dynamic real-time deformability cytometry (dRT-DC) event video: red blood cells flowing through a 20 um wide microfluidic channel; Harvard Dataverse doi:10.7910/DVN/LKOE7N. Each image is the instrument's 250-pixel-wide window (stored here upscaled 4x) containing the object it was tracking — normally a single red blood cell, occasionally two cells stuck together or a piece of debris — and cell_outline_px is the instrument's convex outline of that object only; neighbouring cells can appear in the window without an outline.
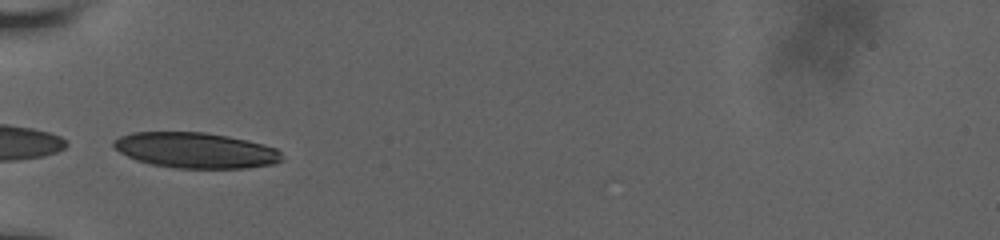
{"species": "human", "species_latin": "Homo sapiens", "temperature_condition": "room temperature", "stored_images_in_passage": 18, "camera_frame_rate_fps": 3000, "um_per_image_px": 0.085, "donor": {"sex": "male"}, "frame": {"image": 1, "passage_image": 1, "time_ms": 0.0, "image_size_px": [1000, 240], "cell_outline_px": [[284, 160], [276, 164], [248, 168], [176, 168], [148, 164], [136, 160], [120, 152], [112, 144], [112, 140], [120, 136], [132, 132], [204, 132], [228, 136], [248, 140], [264, 144], [276, 148], [280, 152]], "centroid_in_image_um": [16.65, 12.78], "position_along_channel_um": 68.3, "area_um2": 35.2}}
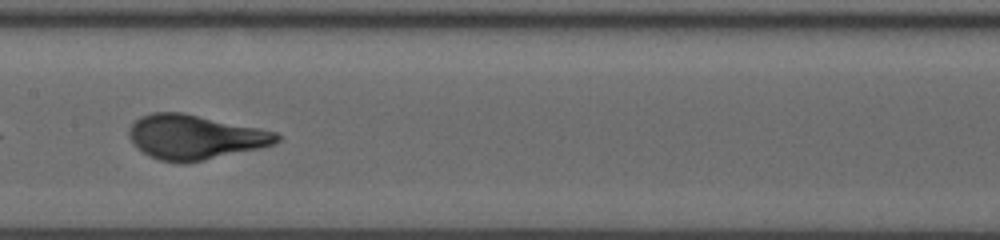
{"frame": {"image": 2, "passage_image": 11, "time_ms": 3.333, "image_size_px": [1000, 240], "cell_outline_px": [[280, 140], [272, 144], [260, 148], [204, 160], [184, 164], [180, 164], [160, 160], [148, 156], [128, 136], [128, 128], [140, 116], [152, 112], [184, 112], [276, 132], [280, 136]], "centroid_in_image_um": [16.54, 11.65], "position_along_channel_um": 190.9, "area_um2": 38.21}}